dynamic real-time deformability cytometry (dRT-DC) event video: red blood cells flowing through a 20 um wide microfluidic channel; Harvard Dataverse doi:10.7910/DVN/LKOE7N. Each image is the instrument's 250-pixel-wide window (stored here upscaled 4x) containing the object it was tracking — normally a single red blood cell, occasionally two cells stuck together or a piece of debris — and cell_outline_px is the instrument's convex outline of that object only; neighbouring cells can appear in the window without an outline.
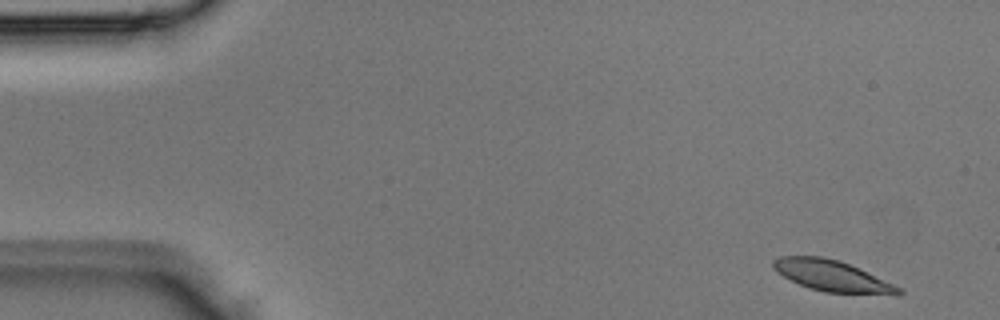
{"species": "Egyptian fruit bat (a non-hibernating species)", "species_latin": "Rousettus aegyptiacus", "temperature_condition": "room temperature", "stored_images_in_passage": 4, "segment_of_instrument_passage": [2, 2], "camera_frame_rate_fps": 3000, "um_per_image_px": 0.085, "animal": {"sex": "male"}, "frame": {"image": 1, "passage_image": 4, "time_ms": 1.0, "image_size_px": [1000, 320], "cell_outline_px": [[904, 292], [824, 292], [808, 288], [776, 272], [772, 268], [772, 260], [780, 256], [820, 256], [840, 260], [892, 284], [900, 288]], "centroid_in_image_um": [70.53, 23.39], "position_along_channel_um": 14.5, "area_um2": 21.56}}